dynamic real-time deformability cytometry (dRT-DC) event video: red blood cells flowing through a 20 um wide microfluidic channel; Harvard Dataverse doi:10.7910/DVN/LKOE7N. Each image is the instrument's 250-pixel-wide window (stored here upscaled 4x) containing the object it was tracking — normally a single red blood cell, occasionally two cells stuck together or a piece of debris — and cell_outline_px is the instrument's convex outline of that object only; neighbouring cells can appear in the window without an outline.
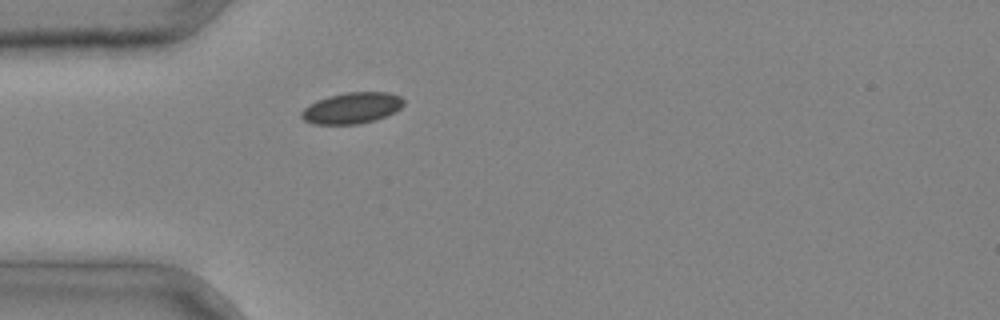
{"species": "common noctule bat (a hibernating species)", "species_latin": "Nyctalus noctula", "temperature_condition": "cold", "stored_images_in_passage": 1, "camera_frame_rate_fps": 3000, "um_per_image_px": 0.085, "animal": {"sex": "male", "body_mass_g": 20.4}, "frame": {"image": 1, "passage_image": 1, "time_ms": 0.0, "image_size_px": [1000, 320], "cell_outline_px": [[404, 104], [396, 112], [376, 120], [356, 124], [312, 124], [304, 120], [300, 116], [300, 112], [308, 104], [316, 100], [328, 96], [344, 92], [388, 92], [400, 96], [404, 100]], "centroid_in_image_um": [29.9, 9.18], "position_along_channel_um": 55.1, "area_um2": 18.79}}